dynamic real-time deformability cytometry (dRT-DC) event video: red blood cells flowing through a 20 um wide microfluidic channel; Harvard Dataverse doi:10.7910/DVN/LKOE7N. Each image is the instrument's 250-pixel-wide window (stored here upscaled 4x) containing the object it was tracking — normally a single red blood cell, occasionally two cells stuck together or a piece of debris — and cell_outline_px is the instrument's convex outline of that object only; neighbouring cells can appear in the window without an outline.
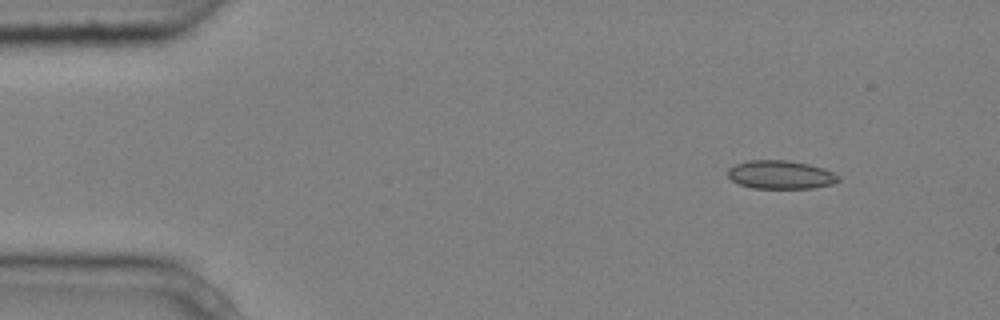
{"species": "common noctule bat (a hibernating species)", "species_latin": "Nyctalus noctula", "temperature_condition": "cold", "stored_images_in_passage": 5, "camera_frame_rate_fps": 3000, "um_per_image_px": 0.085, "animal": {"sex": "male", "body_mass_g": 20.4}, "frame": {"image": 1, "passage_image": 2, "time_ms": 0.333, "image_size_px": [1000, 320], "cell_outline_px": [[840, 180], [832, 184], [812, 188], [752, 188], [740, 184], [732, 180], [728, 176], [728, 168], [736, 164], [748, 160], [788, 160], [808, 164], [824, 168], [840, 176]], "centroid_in_image_um": [66.36, 14.85], "position_along_channel_um": 18.6, "area_um2": 18.32}}
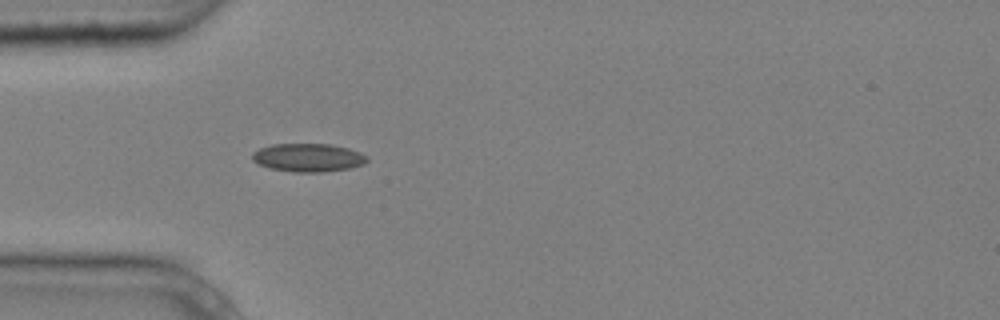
{"frame": {"image": 2, "passage_image": 5, "time_ms": 1.333, "image_size_px": [1000, 320], "cell_outline_px": [[368, 160], [364, 164], [352, 168], [324, 172], [292, 172], [268, 168], [252, 160], [252, 152], [260, 148], [272, 144], [332, 144], [348, 148], [360, 152], [368, 156]], "centroid_in_image_um": [26.21, 13.4], "position_along_channel_um": 58.8, "area_um2": 19.13}}